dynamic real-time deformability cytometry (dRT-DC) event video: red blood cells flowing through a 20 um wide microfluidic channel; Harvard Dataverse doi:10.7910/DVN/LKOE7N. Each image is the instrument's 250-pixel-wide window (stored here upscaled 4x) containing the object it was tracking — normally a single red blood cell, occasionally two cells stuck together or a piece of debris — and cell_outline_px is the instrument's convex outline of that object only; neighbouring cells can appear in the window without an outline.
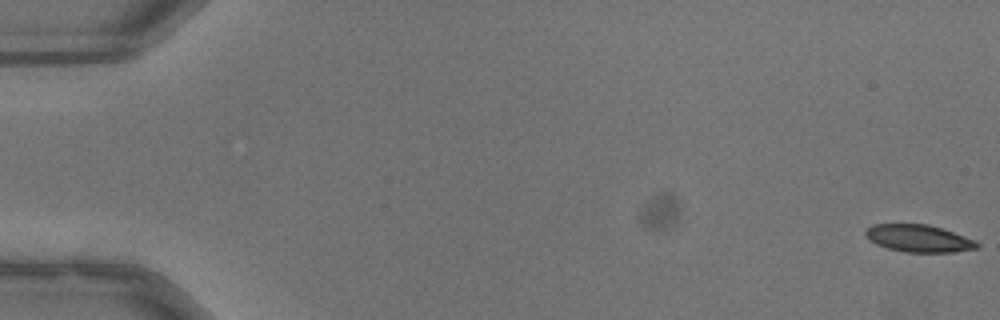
{"species": "common noctule bat (a hibernating species)", "species_latin": "Nyctalus noctula", "temperature_condition": "warm", "stored_images_in_passage": 53, "camera_frame_rate_fps": 3000, "um_per_image_px": 0.085, "animal": {"sex": "male", "body_mass_g": 13.3}, "frame": {"image": 1, "passage_image": 1, "time_ms": 0.0, "image_size_px": [1000, 320], "cell_outline_px": [[980, 244], [976, 248], [952, 252], [904, 252], [888, 248], [876, 244], [864, 232], [872, 224], [928, 224], [952, 232], [972, 240]], "centroid_in_image_um": [78.06, 20.26], "position_along_channel_um": 6.9, "area_um2": 17.28}}
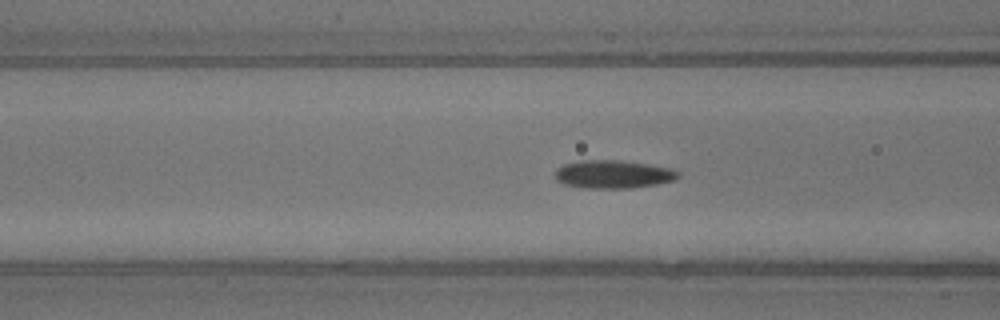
{"frame": {"image": 2, "passage_image": 22, "time_ms": 7.0, "image_size_px": [1000, 320], "cell_outline_px": [[680, 176], [672, 180], [656, 184], [632, 188], [584, 188], [564, 184], [556, 180], [556, 168], [564, 164], [580, 160], [620, 160], [648, 164], [668, 168], [680, 172]], "centroid_in_image_um": [52.09, 14.81], "position_along_channel_um": 114.5, "area_um2": 20.11}}
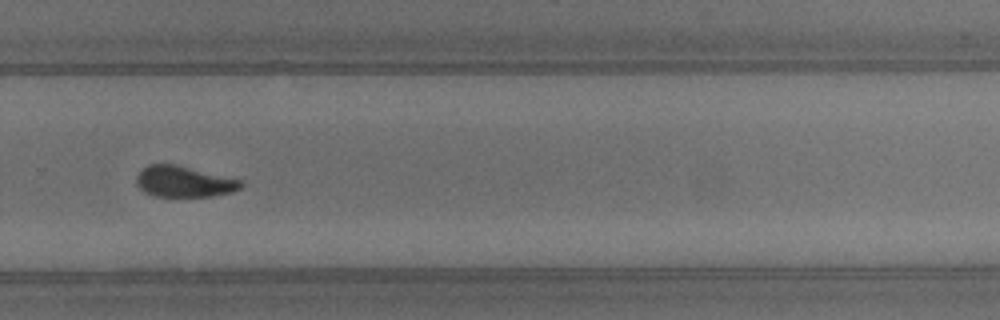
{"frame": {"image": 3, "passage_image": 37, "time_ms": 12.0, "image_size_px": [1000, 320], "cell_outline_px": [[244, 184], [240, 188], [232, 192], [212, 196], [152, 196], [144, 192], [136, 184], [136, 176], [148, 164], [176, 164], [240, 180]], "centroid_in_image_um": [15.61, 15.44], "position_along_channel_um": 314.2, "area_um2": 18.73}, "authors_computed_cell_mechanics": {"area_um2": 19.5364, "velocity_mm_per_s": 4.0014, "shape_relaxation_time_tau1_ms": 4.1357, "shape_relaxation_time_tau2_ms": 2.5943, "deformation_change_tau1": 0.1267, "deformation_change_tau2": 0.0734}}